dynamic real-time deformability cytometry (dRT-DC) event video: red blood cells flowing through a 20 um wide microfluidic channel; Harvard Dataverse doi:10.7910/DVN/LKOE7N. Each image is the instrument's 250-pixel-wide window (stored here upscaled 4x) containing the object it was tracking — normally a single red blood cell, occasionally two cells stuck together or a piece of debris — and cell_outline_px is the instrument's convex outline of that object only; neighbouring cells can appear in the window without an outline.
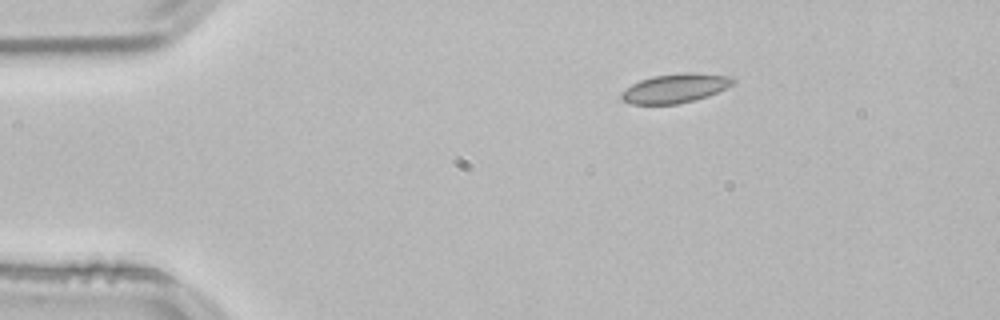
{"species": "common noctule bat (a hibernating species)", "species_latin": "Nyctalus noctula", "temperature_condition": "room temperature", "stored_images_in_passage": 45, "camera_frame_rate_fps": 3000, "um_per_image_px": 0.085, "animal": {"sex": "male", "body_mass_g": 21.5, "forearm_length_mm": 52.0}, "frame": {"image": 1, "passage_image": 1, "time_ms": 0.0, "image_size_px": [1000, 320], "cell_outline_px": [[736, 80], [732, 84], [708, 96], [696, 100], [676, 104], [628, 104], [620, 100], [620, 92], [632, 84], [640, 80], [652, 76], [684, 72], [696, 72], [732, 76]], "centroid_in_image_um": [57.36, 7.5], "position_along_channel_um": 27.6, "area_um2": 19.19}}
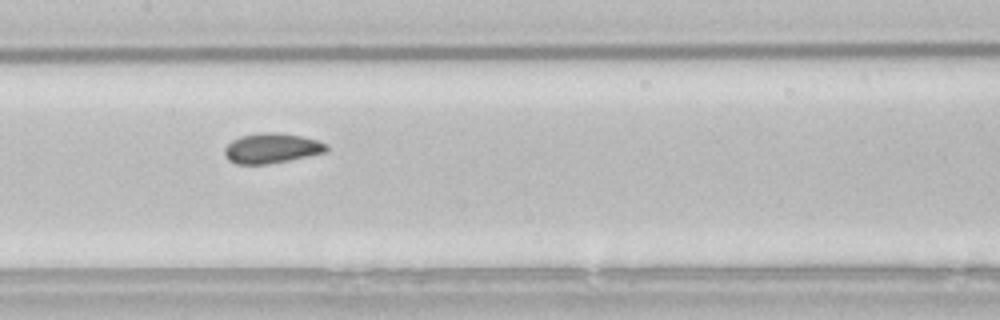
{"frame": {"image": 2, "passage_image": 18, "time_ms": 5.667, "image_size_px": [1000, 320], "cell_outline_px": [[328, 148], [324, 152], [288, 160], [268, 164], [236, 164], [228, 160], [224, 156], [224, 148], [232, 140], [240, 136], [260, 132], [276, 132], [300, 136], [316, 140], [328, 144]], "centroid_in_image_um": [23.03, 12.59], "position_along_channel_um": 184.4, "area_um2": 17.74}}
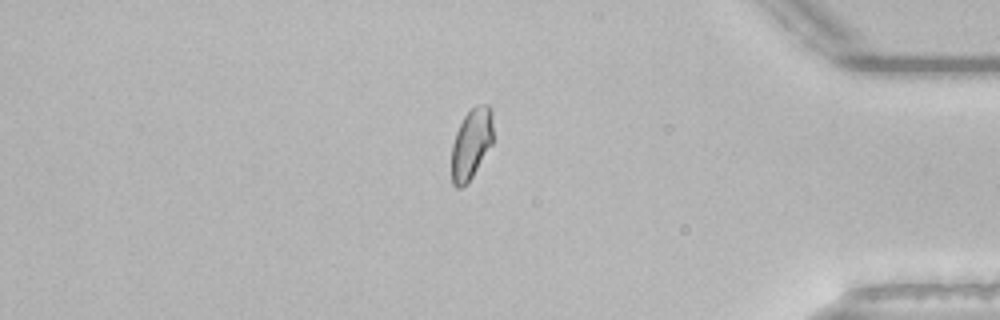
{"frame": {"image": 3, "passage_image": 37, "time_ms": 12.0, "image_size_px": [1000, 320], "cell_outline_px": [[492, 144], [468, 184], [460, 188], [456, 188], [452, 184], [452, 144], [456, 132], [464, 116], [476, 104], [488, 104], [492, 108]], "centroid_in_image_um": [40.06, 12.23], "position_along_channel_um": 395.1, "area_um2": 17.22}, "authors_computed_cell_mechanics": {"area_um2": 17.8024, "velocity_mm_per_s": 3.8222, "shape_relaxation_time_tau1_ms": 5.3679, "shape_relaxation_time_tau2_ms": 2.0292, "deformation_change_tau1": 0.0806, "deformation_change_tau2": 0.0406}}